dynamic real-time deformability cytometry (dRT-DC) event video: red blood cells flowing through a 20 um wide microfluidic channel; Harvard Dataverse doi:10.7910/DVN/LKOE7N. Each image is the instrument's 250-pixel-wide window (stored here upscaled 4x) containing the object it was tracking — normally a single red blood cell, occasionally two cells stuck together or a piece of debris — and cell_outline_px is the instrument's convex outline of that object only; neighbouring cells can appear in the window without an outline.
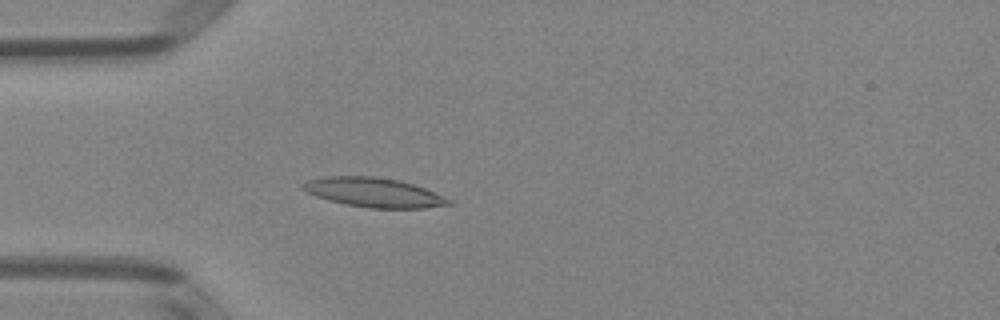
{"species": "Egyptian fruit bat (a non-hibernating species)", "species_latin": "Rousettus aegyptiacus", "temperature_condition": "room temperature", "stored_images_in_passage": 42, "camera_frame_rate_fps": 3000, "um_per_image_px": 0.085, "animal": {"sex": "female"}, "frame": {"image": 1, "passage_image": 7, "time_ms": 2.0, "image_size_px": [1000, 320], "cell_outline_px": [[452, 204], [424, 208], [368, 208], [344, 204], [328, 200], [316, 196], [300, 188], [300, 184], [308, 180], [324, 176], [376, 176], [400, 180], [424, 188], [452, 200]], "centroid_in_image_um": [31.74, 16.35], "position_along_channel_um": 53.3, "area_um2": 25.03}}
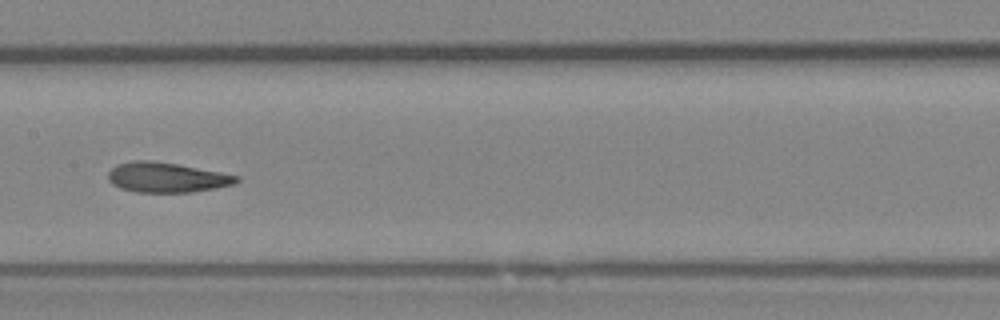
{"frame": {"image": 2, "passage_image": 18, "time_ms": 5.667, "image_size_px": [1000, 320], "cell_outline_px": [[240, 180], [236, 184], [192, 192], [136, 192], [120, 188], [112, 184], [108, 180], [108, 172], [116, 164], [136, 160], [152, 160], [176, 164], [220, 172], [240, 176]], "centroid_in_image_um": [14.16, 15.08], "position_along_channel_um": 193.2, "area_um2": 22.43}}
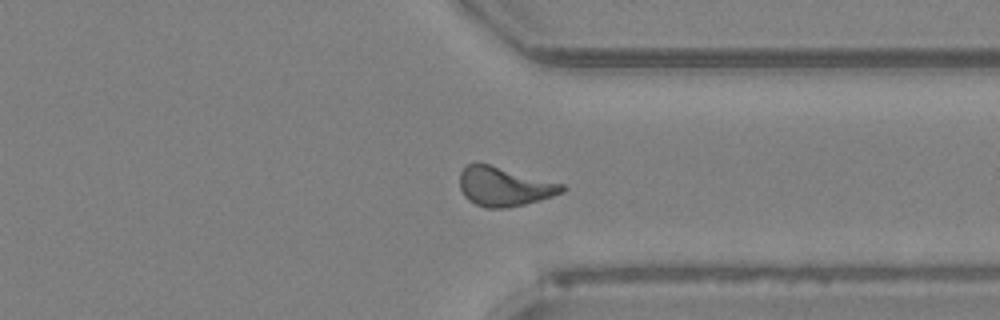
{"frame": {"image": 3, "passage_image": 31, "time_ms": 10.0, "image_size_px": [1000, 320], "cell_outline_px": [[568, 188], [564, 192], [540, 200], [508, 208], [484, 208], [468, 200], [464, 196], [460, 188], [460, 172], [468, 164], [488, 164], [564, 184]], "centroid_in_image_um": [42.87, 15.88], "position_along_channel_um": 368.5, "area_um2": 23.24}, "authors_computed_cell_mechanics": {"area_um2": 22.8021, "velocity_mm_per_s": 4.0552, "shape_relaxation_time_tau1_ms": 4.4877, "shape_relaxation_time_tau2_ms": 2.6848, "deformation_change_tau1": 0.1436, "deformation_change_tau2": 0.0949}}